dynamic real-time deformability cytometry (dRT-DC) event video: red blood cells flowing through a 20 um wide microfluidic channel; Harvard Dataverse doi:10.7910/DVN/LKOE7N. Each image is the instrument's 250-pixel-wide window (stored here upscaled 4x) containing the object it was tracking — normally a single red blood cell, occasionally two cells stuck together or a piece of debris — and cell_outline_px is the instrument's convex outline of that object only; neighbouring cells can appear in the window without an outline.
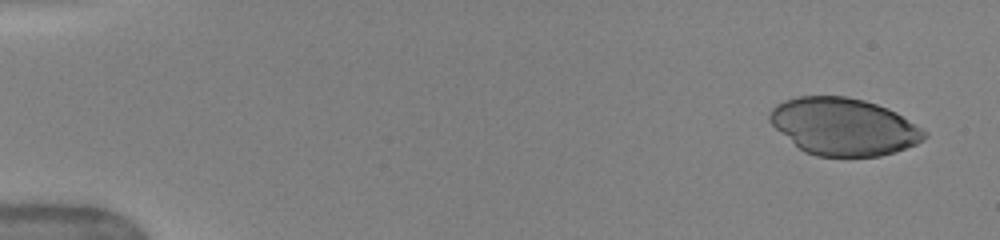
{"species": "human", "species_latin": "Homo sapiens", "temperature_condition": "warm", "stored_images_in_passage": 5, "camera_frame_rate_fps": 3000, "um_per_image_px": 0.085, "donor": {"sex": "female"}, "frame": {"image": 1, "passage_image": 1, "time_ms": 0.0, "image_size_px": [1000, 240], "cell_outline_px": [[928, 136], [924, 140], [916, 144], [896, 152], [880, 156], [816, 156], [804, 152], [776, 128], [768, 120], [768, 112], [776, 104], [784, 100], [800, 96], [844, 96], [864, 100], [888, 108], [896, 112], [928, 132]], "centroid_in_image_um": [71.72, 10.76], "position_along_channel_um": 13.3, "area_um2": 51.62}}
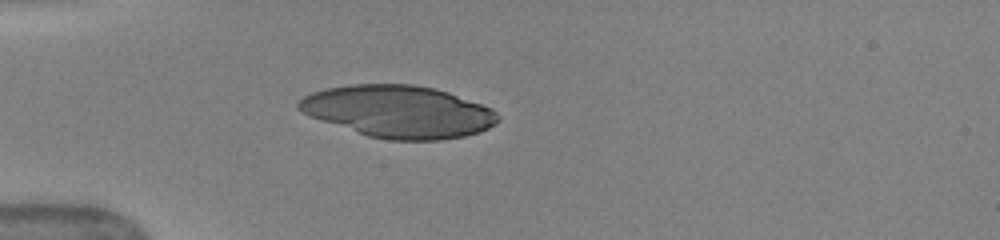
{"frame": {"image": 2, "passage_image": 5, "time_ms": 4.0, "image_size_px": [1000, 240], "cell_outline_px": [[500, 120], [496, 124], [480, 132], [464, 136], [440, 140], [388, 140], [368, 136], [312, 116], [296, 108], [296, 104], [304, 96], [312, 92], [328, 88], [352, 84], [416, 84], [448, 92], [492, 108], [500, 116]], "centroid_in_image_um": [33.93, 9.48], "position_along_channel_um": 51.1, "area_um2": 60.23}}